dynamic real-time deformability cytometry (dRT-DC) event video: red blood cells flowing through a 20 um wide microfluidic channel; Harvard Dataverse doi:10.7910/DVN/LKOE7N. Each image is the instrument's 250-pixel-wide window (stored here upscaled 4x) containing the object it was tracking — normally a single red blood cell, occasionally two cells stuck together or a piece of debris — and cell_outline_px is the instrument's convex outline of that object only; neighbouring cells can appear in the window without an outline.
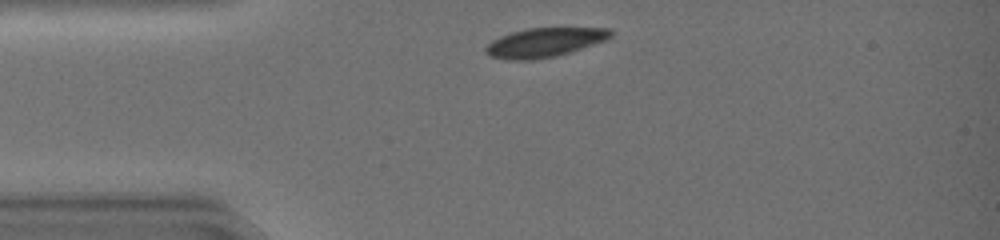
{"species": "common noctule bat (a hibernating species)", "species_latin": "Nyctalus noctula", "temperature_condition": "warm", "stored_images_in_passage": 31, "camera_frame_rate_fps": 3000, "um_per_image_px": 0.085, "animal": {"sex": "female", "body_mass_g": 19.0, "forearm_length_mm": 51.5}, "frame": {"image": 1, "passage_image": 2, "time_ms": 0.333, "image_size_px": [1000, 240], "cell_outline_px": [[612, 36], [608, 40], [556, 56], [532, 60], [508, 60], [488, 56], [484, 52], [484, 48], [492, 40], [500, 36], [512, 32], [528, 28], [608, 28], [612, 32]], "centroid_in_image_um": [46.26, 3.62], "position_along_channel_um": 38.7, "area_um2": 21.33}}
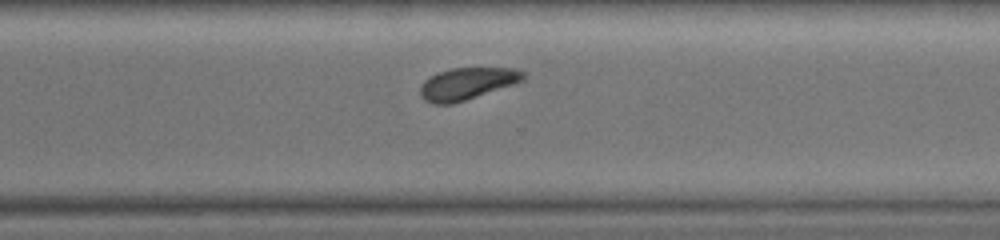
{"frame": {"image": 2, "passage_image": 24, "time_ms": 7.667, "image_size_px": [1000, 240], "cell_outline_px": [[524, 80], [452, 104], [432, 104], [424, 100], [420, 96], [420, 84], [424, 80], [440, 72], [452, 68], [520, 68], [524, 72]], "centroid_in_image_um": [39.67, 7.1], "position_along_channel_um": 330.9, "area_um2": 18.96}}
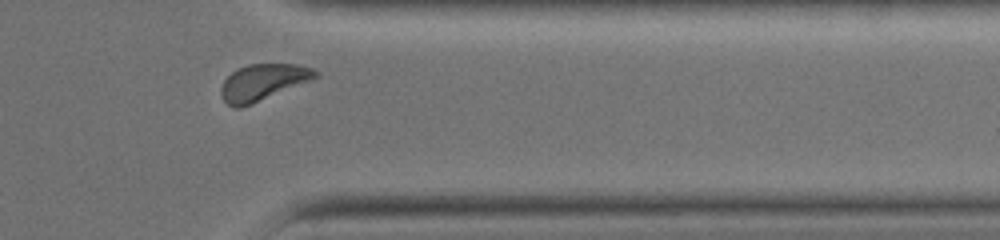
{"frame": {"image": 3, "passage_image": 28, "time_ms": 9.0, "image_size_px": [1000, 240], "cell_outline_px": [[320, 76], [252, 104], [240, 108], [236, 108], [228, 104], [224, 100], [220, 92], [220, 88], [224, 80], [236, 68], [248, 64], [296, 64], [312, 68], [320, 72]], "centroid_in_image_um": [22.34, 6.98], "position_along_channel_um": 389.1, "area_um2": 19.94}, "authors_computed_cell_mechanics": {"area_um2": 21.6172, "velocity_mm_per_s": 4.336, "shape_relaxation_time_tau1_ms": 3.1586, "shape_relaxation_time_tau2_ms": null, "deformation_change_tau1": 0.1483, "deformation_change_tau2": null}}